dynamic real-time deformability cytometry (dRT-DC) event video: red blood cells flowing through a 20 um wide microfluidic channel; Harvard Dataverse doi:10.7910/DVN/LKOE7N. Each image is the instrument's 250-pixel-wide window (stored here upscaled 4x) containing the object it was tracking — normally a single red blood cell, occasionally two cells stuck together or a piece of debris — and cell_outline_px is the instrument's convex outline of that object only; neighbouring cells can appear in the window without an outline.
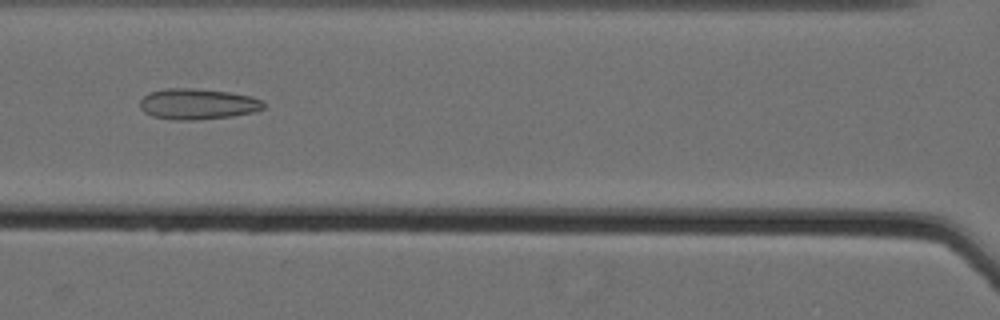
{"species": "Egyptian fruit bat (a non-hibernating species)", "species_latin": "Rousettus aegyptiacus", "temperature_condition": "cold", "stored_images_in_passage": 59, "camera_frame_rate_fps": 3000, "um_per_image_px": 0.085, "animal": {"sex": "female"}, "frame": {"image": 1, "passage_image": 30, "time_ms": 9.667, "image_size_px": [1000, 320], "cell_outline_px": [[264, 108], [252, 112], [232, 116], [196, 120], [176, 120], [152, 116], [144, 112], [140, 108], [140, 100], [148, 92], [164, 88], [196, 88], [232, 92], [252, 96], [260, 100], [264, 104]], "centroid_in_image_um": [16.77, 8.83], "position_along_channel_um": 149.8, "area_um2": 22.37}}
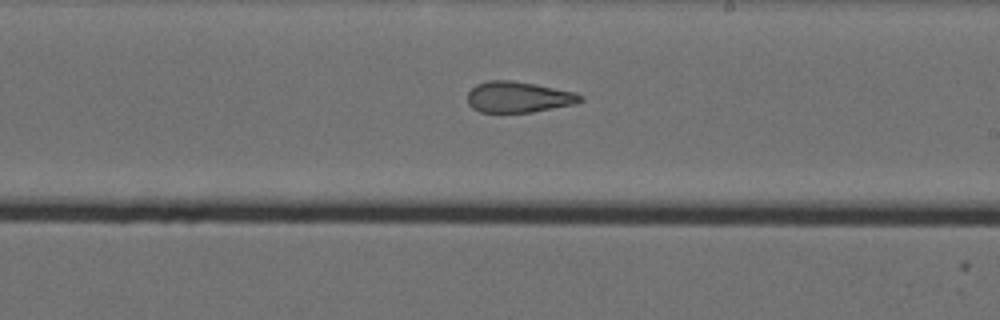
{"frame": {"image": 2, "passage_image": 38, "time_ms": 12.333, "image_size_px": [1000, 320], "cell_outline_px": [[584, 100], [576, 104], [532, 112], [480, 112], [472, 108], [468, 104], [468, 92], [476, 84], [488, 80], [512, 80], [536, 84], [576, 92], [584, 96]], "centroid_in_image_um": [44.09, 8.24], "position_along_channel_um": 244.9, "area_um2": 20.58}}
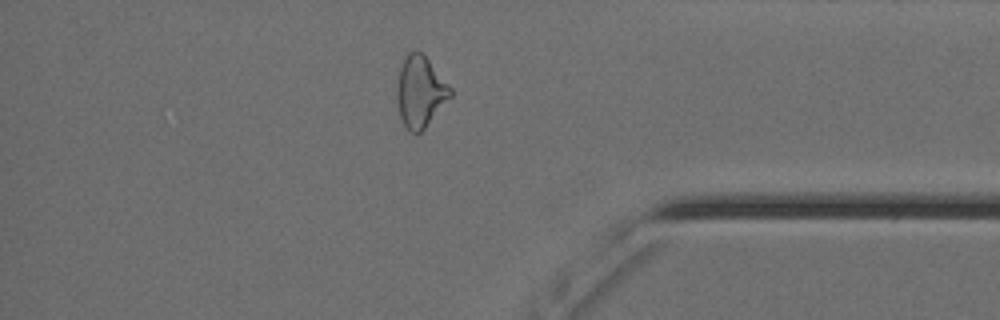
{"frame": {"image": 3, "passage_image": 52, "time_ms": 17.0, "image_size_px": [1000, 320], "cell_outline_px": [[452, 96], [424, 128], [420, 132], [412, 132], [404, 124], [400, 116], [396, 100], [396, 80], [404, 56], [408, 52], [416, 48], [428, 60], [452, 88]], "centroid_in_image_um": [35.69, 7.75], "position_along_channel_um": 399.5, "area_um2": 22.14}, "authors_computed_cell_mechanics": {"area_um2": 24.2182, "velocity_mm_per_s": 3.5761, "shape_relaxation_time_tau1_ms": null, "shape_relaxation_time_tau2_ms": 2.6966, "deformation_change_tau1": null, "deformation_change_tau2": 0.1212}}